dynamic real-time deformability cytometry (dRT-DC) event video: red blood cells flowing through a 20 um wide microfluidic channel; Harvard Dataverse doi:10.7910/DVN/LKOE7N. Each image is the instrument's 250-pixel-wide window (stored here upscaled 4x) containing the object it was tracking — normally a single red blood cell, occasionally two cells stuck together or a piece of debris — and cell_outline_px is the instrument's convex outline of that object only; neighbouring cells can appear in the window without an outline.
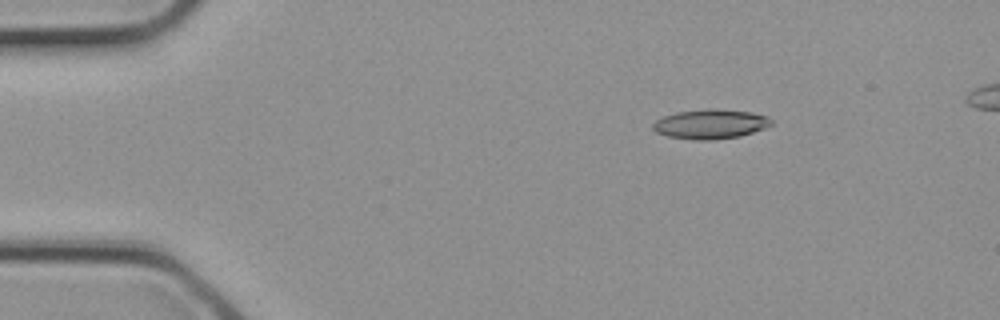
{"species": "common noctule bat (a hibernating species)", "species_latin": "Nyctalus noctula", "temperature_condition": "cold", "stored_images_in_passage": 16, "camera_frame_rate_fps": 3000, "um_per_image_px": 0.085, "animal": {"sex": "female", "body_mass_g": 21.9}, "frame": {"image": 1, "passage_image": 2, "time_ms": 0.333, "image_size_px": [1000, 320], "cell_outline_px": [[772, 124], [764, 128], [740, 136], [712, 140], [696, 140], [668, 136], [656, 132], [652, 128], [652, 124], [656, 120], [664, 116], [676, 112], [752, 112], [768, 116], [772, 120]], "centroid_in_image_um": [60.37, 10.6], "position_along_channel_um": 24.6, "area_um2": 19.25}}
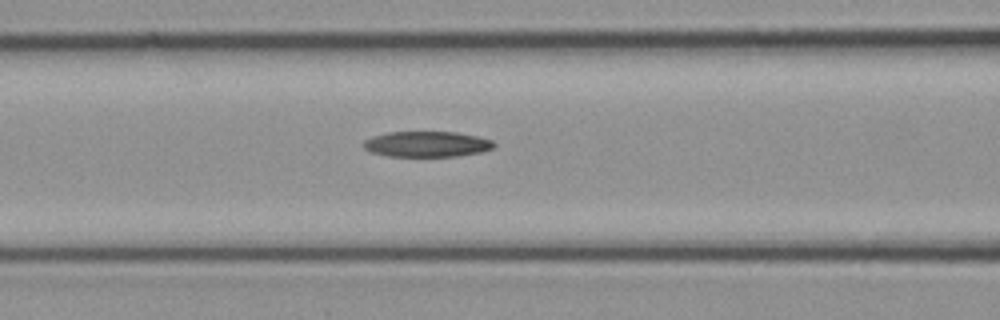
{"frame": {"image": 2, "passage_image": 10, "time_ms": 3.0, "image_size_px": [1000, 320], "cell_outline_px": [[496, 144], [492, 148], [480, 152], [460, 156], [388, 156], [368, 152], [364, 148], [364, 140], [372, 136], [388, 132], [456, 132], [480, 136], [492, 140]], "centroid_in_image_um": [36.28, 12.25], "position_along_channel_um": 130.3, "area_um2": 19.59}}
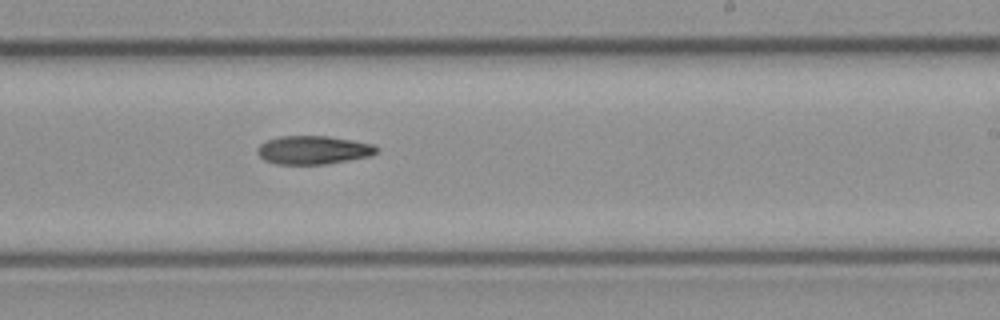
{"frame": {"image": 3, "passage_image": 16, "time_ms": 5.0, "image_size_px": [1000, 320], "cell_outline_px": [[380, 148], [372, 156], [324, 164], [276, 164], [264, 160], [256, 152], [256, 148], [264, 140], [280, 136], [328, 136], [352, 140], [372, 144]], "centroid_in_image_um": [26.6, 12.74], "position_along_channel_um": 262.4, "area_um2": 19.88}}